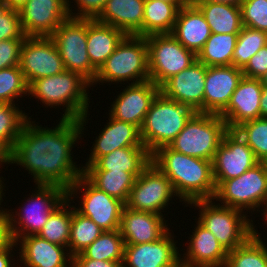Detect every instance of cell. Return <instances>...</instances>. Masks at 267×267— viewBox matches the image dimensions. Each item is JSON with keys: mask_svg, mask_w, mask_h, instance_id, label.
Returning a JSON list of instances; mask_svg holds the SVG:
<instances>
[{"mask_svg": "<svg viewBox=\"0 0 267 267\" xmlns=\"http://www.w3.org/2000/svg\"><path fill=\"white\" fill-rule=\"evenodd\" d=\"M89 117L90 111L80 120L60 117L50 128L33 121L31 115L11 150L10 164L27 170L35 184L68 190L83 174V163L73 159V149L86 136Z\"/></svg>", "mask_w": 267, "mask_h": 267, "instance_id": "obj_1", "label": "cell"}, {"mask_svg": "<svg viewBox=\"0 0 267 267\" xmlns=\"http://www.w3.org/2000/svg\"><path fill=\"white\" fill-rule=\"evenodd\" d=\"M151 162L170 180L184 207L195 200L213 199L216 186L212 161L188 156L164 146L151 155Z\"/></svg>", "mask_w": 267, "mask_h": 267, "instance_id": "obj_2", "label": "cell"}, {"mask_svg": "<svg viewBox=\"0 0 267 267\" xmlns=\"http://www.w3.org/2000/svg\"><path fill=\"white\" fill-rule=\"evenodd\" d=\"M90 88L91 84L80 74L64 70L33 81L29 85L28 98H35L43 108H60L64 112L60 114L61 118L80 120L92 107L89 105L92 100Z\"/></svg>", "mask_w": 267, "mask_h": 267, "instance_id": "obj_3", "label": "cell"}, {"mask_svg": "<svg viewBox=\"0 0 267 267\" xmlns=\"http://www.w3.org/2000/svg\"><path fill=\"white\" fill-rule=\"evenodd\" d=\"M150 80L148 70V46L146 38L138 35H126L112 55L97 71L91 84L92 91L97 84H136ZM96 85V86H94Z\"/></svg>", "mask_w": 267, "mask_h": 267, "instance_id": "obj_4", "label": "cell"}, {"mask_svg": "<svg viewBox=\"0 0 267 267\" xmlns=\"http://www.w3.org/2000/svg\"><path fill=\"white\" fill-rule=\"evenodd\" d=\"M186 207L199 210L195 219L214 234L227 252L241 246L254 233H258L256 224L249 219V215L236 208L221 205L214 199L195 200Z\"/></svg>", "mask_w": 267, "mask_h": 267, "instance_id": "obj_5", "label": "cell"}, {"mask_svg": "<svg viewBox=\"0 0 267 267\" xmlns=\"http://www.w3.org/2000/svg\"><path fill=\"white\" fill-rule=\"evenodd\" d=\"M34 187L35 190L27 194L29 197H23L25 202L23 199L17 210H5L15 242L22 237L38 235L49 216L67 199V190L61 186L35 184Z\"/></svg>", "mask_w": 267, "mask_h": 267, "instance_id": "obj_6", "label": "cell"}, {"mask_svg": "<svg viewBox=\"0 0 267 267\" xmlns=\"http://www.w3.org/2000/svg\"><path fill=\"white\" fill-rule=\"evenodd\" d=\"M196 112L189 106L165 97L161 92L147 112L140 136L152 155L160 147L169 146Z\"/></svg>", "mask_w": 267, "mask_h": 267, "instance_id": "obj_7", "label": "cell"}, {"mask_svg": "<svg viewBox=\"0 0 267 267\" xmlns=\"http://www.w3.org/2000/svg\"><path fill=\"white\" fill-rule=\"evenodd\" d=\"M266 197L267 163L259 162L239 177L222 181L216 187L213 199L221 205L236 208L247 215L249 212V217L252 216L254 223L253 214L258 215Z\"/></svg>", "mask_w": 267, "mask_h": 267, "instance_id": "obj_8", "label": "cell"}, {"mask_svg": "<svg viewBox=\"0 0 267 267\" xmlns=\"http://www.w3.org/2000/svg\"><path fill=\"white\" fill-rule=\"evenodd\" d=\"M228 130L220 115L196 112L169 147L188 156L213 161Z\"/></svg>", "mask_w": 267, "mask_h": 267, "instance_id": "obj_9", "label": "cell"}, {"mask_svg": "<svg viewBox=\"0 0 267 267\" xmlns=\"http://www.w3.org/2000/svg\"><path fill=\"white\" fill-rule=\"evenodd\" d=\"M67 199L71 203L78 204L77 206L73 204L75 210L90 218L102 230L119 229L122 211L126 204L95 187L83 174L67 190ZM76 199H79L77 203Z\"/></svg>", "mask_w": 267, "mask_h": 267, "instance_id": "obj_10", "label": "cell"}, {"mask_svg": "<svg viewBox=\"0 0 267 267\" xmlns=\"http://www.w3.org/2000/svg\"><path fill=\"white\" fill-rule=\"evenodd\" d=\"M173 199L174 201L179 199V202H175L184 204L175 194L170 180L151 162L136 178L126 207L169 217L167 211L169 206H172L170 204H175ZM163 212H167V214H163Z\"/></svg>", "mask_w": 267, "mask_h": 267, "instance_id": "obj_11", "label": "cell"}, {"mask_svg": "<svg viewBox=\"0 0 267 267\" xmlns=\"http://www.w3.org/2000/svg\"><path fill=\"white\" fill-rule=\"evenodd\" d=\"M145 38L150 80L159 87L197 60V55L182 46L172 34H154Z\"/></svg>", "mask_w": 267, "mask_h": 267, "instance_id": "obj_12", "label": "cell"}, {"mask_svg": "<svg viewBox=\"0 0 267 267\" xmlns=\"http://www.w3.org/2000/svg\"><path fill=\"white\" fill-rule=\"evenodd\" d=\"M50 38L60 53L65 69L80 74L92 84L97 70L91 65L87 53V19L69 17Z\"/></svg>", "mask_w": 267, "mask_h": 267, "instance_id": "obj_13", "label": "cell"}, {"mask_svg": "<svg viewBox=\"0 0 267 267\" xmlns=\"http://www.w3.org/2000/svg\"><path fill=\"white\" fill-rule=\"evenodd\" d=\"M19 66L28 85L38 78L66 70L53 40L43 36H26L20 50Z\"/></svg>", "mask_w": 267, "mask_h": 267, "instance_id": "obj_14", "label": "cell"}, {"mask_svg": "<svg viewBox=\"0 0 267 267\" xmlns=\"http://www.w3.org/2000/svg\"><path fill=\"white\" fill-rule=\"evenodd\" d=\"M258 163L242 137L235 130H228L212 161L215 186L224 180L239 177Z\"/></svg>", "mask_w": 267, "mask_h": 267, "instance_id": "obj_15", "label": "cell"}, {"mask_svg": "<svg viewBox=\"0 0 267 267\" xmlns=\"http://www.w3.org/2000/svg\"><path fill=\"white\" fill-rule=\"evenodd\" d=\"M121 86L124 89H121L122 92L118 91L115 99L110 102L108 114L116 120L133 124L140 129L154 99L160 93V87L148 80L114 88Z\"/></svg>", "mask_w": 267, "mask_h": 267, "instance_id": "obj_16", "label": "cell"}, {"mask_svg": "<svg viewBox=\"0 0 267 267\" xmlns=\"http://www.w3.org/2000/svg\"><path fill=\"white\" fill-rule=\"evenodd\" d=\"M174 238L176 239L173 229H170L158 241L125 244L122 267H176L181 262L182 245Z\"/></svg>", "mask_w": 267, "mask_h": 267, "instance_id": "obj_17", "label": "cell"}, {"mask_svg": "<svg viewBox=\"0 0 267 267\" xmlns=\"http://www.w3.org/2000/svg\"><path fill=\"white\" fill-rule=\"evenodd\" d=\"M207 66L196 60L189 67L171 76L160 86L167 98L204 113V90Z\"/></svg>", "mask_w": 267, "mask_h": 267, "instance_id": "obj_18", "label": "cell"}, {"mask_svg": "<svg viewBox=\"0 0 267 267\" xmlns=\"http://www.w3.org/2000/svg\"><path fill=\"white\" fill-rule=\"evenodd\" d=\"M19 15L25 36L50 37L69 18L66 0H28Z\"/></svg>", "mask_w": 267, "mask_h": 267, "instance_id": "obj_19", "label": "cell"}, {"mask_svg": "<svg viewBox=\"0 0 267 267\" xmlns=\"http://www.w3.org/2000/svg\"><path fill=\"white\" fill-rule=\"evenodd\" d=\"M196 224V225H195ZM189 235L186 247L182 246L180 261L186 265L198 267H224L228 252L219 243L213 233L207 230L197 219ZM183 255V256H182Z\"/></svg>", "mask_w": 267, "mask_h": 267, "instance_id": "obj_20", "label": "cell"}, {"mask_svg": "<svg viewBox=\"0 0 267 267\" xmlns=\"http://www.w3.org/2000/svg\"><path fill=\"white\" fill-rule=\"evenodd\" d=\"M242 69L233 65L207 66L204 90V113L220 115L228 106Z\"/></svg>", "mask_w": 267, "mask_h": 267, "instance_id": "obj_21", "label": "cell"}, {"mask_svg": "<svg viewBox=\"0 0 267 267\" xmlns=\"http://www.w3.org/2000/svg\"><path fill=\"white\" fill-rule=\"evenodd\" d=\"M166 217L156 213L143 212L124 207L119 231L125 244H141L158 241L169 230ZM169 224V225H168Z\"/></svg>", "mask_w": 267, "mask_h": 267, "instance_id": "obj_22", "label": "cell"}, {"mask_svg": "<svg viewBox=\"0 0 267 267\" xmlns=\"http://www.w3.org/2000/svg\"><path fill=\"white\" fill-rule=\"evenodd\" d=\"M19 267H72L73 256L67 247L50 243L38 235L17 242Z\"/></svg>", "mask_w": 267, "mask_h": 267, "instance_id": "obj_23", "label": "cell"}, {"mask_svg": "<svg viewBox=\"0 0 267 267\" xmlns=\"http://www.w3.org/2000/svg\"><path fill=\"white\" fill-rule=\"evenodd\" d=\"M262 88L260 79L243 76L239 81L227 108L220 114L229 130H234L246 121L260 118Z\"/></svg>", "mask_w": 267, "mask_h": 267, "instance_id": "obj_24", "label": "cell"}, {"mask_svg": "<svg viewBox=\"0 0 267 267\" xmlns=\"http://www.w3.org/2000/svg\"><path fill=\"white\" fill-rule=\"evenodd\" d=\"M108 120L104 124V128L97 134L95 140L91 143L89 157L83 164V169L93 164L99 157L105 156L112 151L130 146H144L140 136V129L130 123L123 122L112 118L107 114Z\"/></svg>", "mask_w": 267, "mask_h": 267, "instance_id": "obj_25", "label": "cell"}, {"mask_svg": "<svg viewBox=\"0 0 267 267\" xmlns=\"http://www.w3.org/2000/svg\"><path fill=\"white\" fill-rule=\"evenodd\" d=\"M171 34L196 55L211 35L204 14L195 4L180 7Z\"/></svg>", "mask_w": 267, "mask_h": 267, "instance_id": "obj_26", "label": "cell"}, {"mask_svg": "<svg viewBox=\"0 0 267 267\" xmlns=\"http://www.w3.org/2000/svg\"><path fill=\"white\" fill-rule=\"evenodd\" d=\"M145 0H107L96 21L111 25L126 35L142 36Z\"/></svg>", "mask_w": 267, "mask_h": 267, "instance_id": "obj_27", "label": "cell"}, {"mask_svg": "<svg viewBox=\"0 0 267 267\" xmlns=\"http://www.w3.org/2000/svg\"><path fill=\"white\" fill-rule=\"evenodd\" d=\"M150 163L151 154L145 146H130L99 157L83 171H126L137 178Z\"/></svg>", "mask_w": 267, "mask_h": 267, "instance_id": "obj_28", "label": "cell"}, {"mask_svg": "<svg viewBox=\"0 0 267 267\" xmlns=\"http://www.w3.org/2000/svg\"><path fill=\"white\" fill-rule=\"evenodd\" d=\"M126 34L95 19H87V53L91 65L98 71Z\"/></svg>", "mask_w": 267, "mask_h": 267, "instance_id": "obj_29", "label": "cell"}, {"mask_svg": "<svg viewBox=\"0 0 267 267\" xmlns=\"http://www.w3.org/2000/svg\"><path fill=\"white\" fill-rule=\"evenodd\" d=\"M183 2L145 0L142 37L154 34H171Z\"/></svg>", "mask_w": 267, "mask_h": 267, "instance_id": "obj_30", "label": "cell"}, {"mask_svg": "<svg viewBox=\"0 0 267 267\" xmlns=\"http://www.w3.org/2000/svg\"><path fill=\"white\" fill-rule=\"evenodd\" d=\"M213 34H239L243 25L241 9L226 3L196 2Z\"/></svg>", "mask_w": 267, "mask_h": 267, "instance_id": "obj_31", "label": "cell"}, {"mask_svg": "<svg viewBox=\"0 0 267 267\" xmlns=\"http://www.w3.org/2000/svg\"><path fill=\"white\" fill-rule=\"evenodd\" d=\"M224 267H267L265 235L262 238V233H254L244 244L229 251Z\"/></svg>", "mask_w": 267, "mask_h": 267, "instance_id": "obj_32", "label": "cell"}, {"mask_svg": "<svg viewBox=\"0 0 267 267\" xmlns=\"http://www.w3.org/2000/svg\"><path fill=\"white\" fill-rule=\"evenodd\" d=\"M83 175L95 187L125 204L136 180L133 174L126 171H83Z\"/></svg>", "mask_w": 267, "mask_h": 267, "instance_id": "obj_33", "label": "cell"}, {"mask_svg": "<svg viewBox=\"0 0 267 267\" xmlns=\"http://www.w3.org/2000/svg\"><path fill=\"white\" fill-rule=\"evenodd\" d=\"M124 246L125 242L119 229L104 231L93 243L74 255L73 258L123 262Z\"/></svg>", "mask_w": 267, "mask_h": 267, "instance_id": "obj_34", "label": "cell"}, {"mask_svg": "<svg viewBox=\"0 0 267 267\" xmlns=\"http://www.w3.org/2000/svg\"><path fill=\"white\" fill-rule=\"evenodd\" d=\"M238 34H213L197 54V60L205 66L232 65V57Z\"/></svg>", "mask_w": 267, "mask_h": 267, "instance_id": "obj_35", "label": "cell"}, {"mask_svg": "<svg viewBox=\"0 0 267 267\" xmlns=\"http://www.w3.org/2000/svg\"><path fill=\"white\" fill-rule=\"evenodd\" d=\"M72 204V205H71ZM73 214V203L66 199L50 216L38 236L68 248Z\"/></svg>", "mask_w": 267, "mask_h": 267, "instance_id": "obj_36", "label": "cell"}, {"mask_svg": "<svg viewBox=\"0 0 267 267\" xmlns=\"http://www.w3.org/2000/svg\"><path fill=\"white\" fill-rule=\"evenodd\" d=\"M94 221L78 213L73 206L68 250L74 256L93 243L102 233Z\"/></svg>", "mask_w": 267, "mask_h": 267, "instance_id": "obj_37", "label": "cell"}, {"mask_svg": "<svg viewBox=\"0 0 267 267\" xmlns=\"http://www.w3.org/2000/svg\"><path fill=\"white\" fill-rule=\"evenodd\" d=\"M22 109L24 107L16 104H4L0 108V142L10 151L29 118L28 113Z\"/></svg>", "mask_w": 267, "mask_h": 267, "instance_id": "obj_38", "label": "cell"}, {"mask_svg": "<svg viewBox=\"0 0 267 267\" xmlns=\"http://www.w3.org/2000/svg\"><path fill=\"white\" fill-rule=\"evenodd\" d=\"M267 45V32L243 26L238 34L232 65L243 69L250 58Z\"/></svg>", "mask_w": 267, "mask_h": 267, "instance_id": "obj_39", "label": "cell"}, {"mask_svg": "<svg viewBox=\"0 0 267 267\" xmlns=\"http://www.w3.org/2000/svg\"><path fill=\"white\" fill-rule=\"evenodd\" d=\"M234 130L252 149L257 160L267 163V118L246 121Z\"/></svg>", "mask_w": 267, "mask_h": 267, "instance_id": "obj_40", "label": "cell"}, {"mask_svg": "<svg viewBox=\"0 0 267 267\" xmlns=\"http://www.w3.org/2000/svg\"><path fill=\"white\" fill-rule=\"evenodd\" d=\"M29 85L21 72L20 66L0 70V100L4 104H16L20 98L28 97ZM16 99V100H15Z\"/></svg>", "mask_w": 267, "mask_h": 267, "instance_id": "obj_41", "label": "cell"}, {"mask_svg": "<svg viewBox=\"0 0 267 267\" xmlns=\"http://www.w3.org/2000/svg\"><path fill=\"white\" fill-rule=\"evenodd\" d=\"M240 9L243 26L267 32V0H244Z\"/></svg>", "mask_w": 267, "mask_h": 267, "instance_id": "obj_42", "label": "cell"}, {"mask_svg": "<svg viewBox=\"0 0 267 267\" xmlns=\"http://www.w3.org/2000/svg\"><path fill=\"white\" fill-rule=\"evenodd\" d=\"M20 21L19 11L6 6L0 8V41L9 39H25Z\"/></svg>", "mask_w": 267, "mask_h": 267, "instance_id": "obj_43", "label": "cell"}, {"mask_svg": "<svg viewBox=\"0 0 267 267\" xmlns=\"http://www.w3.org/2000/svg\"><path fill=\"white\" fill-rule=\"evenodd\" d=\"M106 2L107 0H66V6L71 18L95 19L103 10Z\"/></svg>", "mask_w": 267, "mask_h": 267, "instance_id": "obj_44", "label": "cell"}, {"mask_svg": "<svg viewBox=\"0 0 267 267\" xmlns=\"http://www.w3.org/2000/svg\"><path fill=\"white\" fill-rule=\"evenodd\" d=\"M25 39H9L0 41V70L19 66L20 50Z\"/></svg>", "mask_w": 267, "mask_h": 267, "instance_id": "obj_45", "label": "cell"}, {"mask_svg": "<svg viewBox=\"0 0 267 267\" xmlns=\"http://www.w3.org/2000/svg\"><path fill=\"white\" fill-rule=\"evenodd\" d=\"M242 72L244 77L251 79H261L267 73V45L250 58Z\"/></svg>", "mask_w": 267, "mask_h": 267, "instance_id": "obj_46", "label": "cell"}, {"mask_svg": "<svg viewBox=\"0 0 267 267\" xmlns=\"http://www.w3.org/2000/svg\"><path fill=\"white\" fill-rule=\"evenodd\" d=\"M14 247L18 248L16 242L12 240L6 247L0 249V267H19L18 249Z\"/></svg>", "mask_w": 267, "mask_h": 267, "instance_id": "obj_47", "label": "cell"}, {"mask_svg": "<svg viewBox=\"0 0 267 267\" xmlns=\"http://www.w3.org/2000/svg\"><path fill=\"white\" fill-rule=\"evenodd\" d=\"M123 262L73 258L72 267H122Z\"/></svg>", "mask_w": 267, "mask_h": 267, "instance_id": "obj_48", "label": "cell"}, {"mask_svg": "<svg viewBox=\"0 0 267 267\" xmlns=\"http://www.w3.org/2000/svg\"><path fill=\"white\" fill-rule=\"evenodd\" d=\"M11 241L9 219L5 212L0 216V249L6 247Z\"/></svg>", "mask_w": 267, "mask_h": 267, "instance_id": "obj_49", "label": "cell"}, {"mask_svg": "<svg viewBox=\"0 0 267 267\" xmlns=\"http://www.w3.org/2000/svg\"><path fill=\"white\" fill-rule=\"evenodd\" d=\"M10 153L11 151L2 143L0 142V168H4L7 164L10 166ZM5 164V165H4ZM0 169V171L2 170ZM2 173V172H0Z\"/></svg>", "mask_w": 267, "mask_h": 267, "instance_id": "obj_50", "label": "cell"}, {"mask_svg": "<svg viewBox=\"0 0 267 267\" xmlns=\"http://www.w3.org/2000/svg\"><path fill=\"white\" fill-rule=\"evenodd\" d=\"M6 178L4 179L2 175H0V216H2L5 213V206L7 207V205L2 204V202H4V199H6V191L5 189L8 188L9 186H6L7 184L5 183ZM5 195V196H4ZM4 198V199H3ZM3 206V207H2Z\"/></svg>", "mask_w": 267, "mask_h": 267, "instance_id": "obj_51", "label": "cell"}, {"mask_svg": "<svg viewBox=\"0 0 267 267\" xmlns=\"http://www.w3.org/2000/svg\"><path fill=\"white\" fill-rule=\"evenodd\" d=\"M260 117L267 118V86H263L261 102H260Z\"/></svg>", "mask_w": 267, "mask_h": 267, "instance_id": "obj_52", "label": "cell"}, {"mask_svg": "<svg viewBox=\"0 0 267 267\" xmlns=\"http://www.w3.org/2000/svg\"><path fill=\"white\" fill-rule=\"evenodd\" d=\"M27 1L28 0H3V6L19 11Z\"/></svg>", "mask_w": 267, "mask_h": 267, "instance_id": "obj_53", "label": "cell"}, {"mask_svg": "<svg viewBox=\"0 0 267 267\" xmlns=\"http://www.w3.org/2000/svg\"><path fill=\"white\" fill-rule=\"evenodd\" d=\"M244 0H197V2H208V3H226L231 5L241 6Z\"/></svg>", "mask_w": 267, "mask_h": 267, "instance_id": "obj_54", "label": "cell"}, {"mask_svg": "<svg viewBox=\"0 0 267 267\" xmlns=\"http://www.w3.org/2000/svg\"><path fill=\"white\" fill-rule=\"evenodd\" d=\"M260 216L262 217V219H261L262 222H260V223H262V224L264 223L263 224L264 225V228L265 227L267 228V197H266V200H265V202H264L261 210L259 211V215L257 217H260ZM263 220H265V221H263Z\"/></svg>", "mask_w": 267, "mask_h": 267, "instance_id": "obj_55", "label": "cell"}, {"mask_svg": "<svg viewBox=\"0 0 267 267\" xmlns=\"http://www.w3.org/2000/svg\"><path fill=\"white\" fill-rule=\"evenodd\" d=\"M263 86H267V73L260 79Z\"/></svg>", "mask_w": 267, "mask_h": 267, "instance_id": "obj_56", "label": "cell"}, {"mask_svg": "<svg viewBox=\"0 0 267 267\" xmlns=\"http://www.w3.org/2000/svg\"><path fill=\"white\" fill-rule=\"evenodd\" d=\"M185 5L195 4L197 0H181Z\"/></svg>", "mask_w": 267, "mask_h": 267, "instance_id": "obj_57", "label": "cell"}, {"mask_svg": "<svg viewBox=\"0 0 267 267\" xmlns=\"http://www.w3.org/2000/svg\"><path fill=\"white\" fill-rule=\"evenodd\" d=\"M176 267H198V266H190V265H186V264L180 262Z\"/></svg>", "mask_w": 267, "mask_h": 267, "instance_id": "obj_58", "label": "cell"}, {"mask_svg": "<svg viewBox=\"0 0 267 267\" xmlns=\"http://www.w3.org/2000/svg\"><path fill=\"white\" fill-rule=\"evenodd\" d=\"M163 2H182L181 0H159Z\"/></svg>", "mask_w": 267, "mask_h": 267, "instance_id": "obj_59", "label": "cell"}, {"mask_svg": "<svg viewBox=\"0 0 267 267\" xmlns=\"http://www.w3.org/2000/svg\"><path fill=\"white\" fill-rule=\"evenodd\" d=\"M3 6V0H0V8Z\"/></svg>", "mask_w": 267, "mask_h": 267, "instance_id": "obj_60", "label": "cell"}, {"mask_svg": "<svg viewBox=\"0 0 267 267\" xmlns=\"http://www.w3.org/2000/svg\"><path fill=\"white\" fill-rule=\"evenodd\" d=\"M4 105V103L0 100V108Z\"/></svg>", "mask_w": 267, "mask_h": 267, "instance_id": "obj_61", "label": "cell"}]
</instances>
